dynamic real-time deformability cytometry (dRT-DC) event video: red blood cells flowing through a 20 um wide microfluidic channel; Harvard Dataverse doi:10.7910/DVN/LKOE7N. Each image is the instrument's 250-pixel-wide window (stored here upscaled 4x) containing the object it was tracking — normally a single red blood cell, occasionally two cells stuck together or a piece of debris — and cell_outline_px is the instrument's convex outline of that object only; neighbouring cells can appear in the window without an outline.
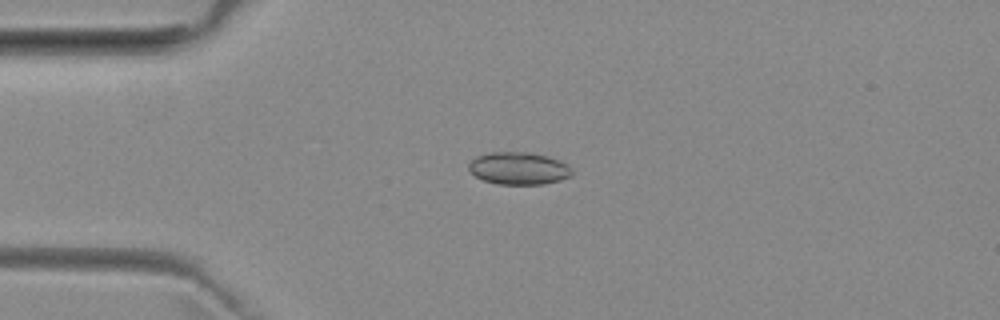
{"species": "common noctule bat (a hibernating species)", "species_latin": "Nyctalus noctula", "temperature_condition": "room temperature", "stored_images_in_passage": 40, "camera_frame_rate_fps": 3000, "um_per_image_px": 0.085, "animal": {"sex": "female", "body_mass_g": 29.2, "forearm_length_mm": 56.3}, "frame": {"image": 1, "passage_image": 1, "time_ms": 0.0, "image_size_px": [1000, 320], "cell_outline_px": [[572, 176], [560, 180], [544, 184], [496, 184], [484, 180], [468, 172], [468, 164], [476, 156], [492, 152], [528, 152], [548, 156], [560, 160], [568, 164], [572, 168]], "centroid_in_image_um": [44.1, 14.31], "position_along_channel_um": 40.9, "area_um2": 19.71}}
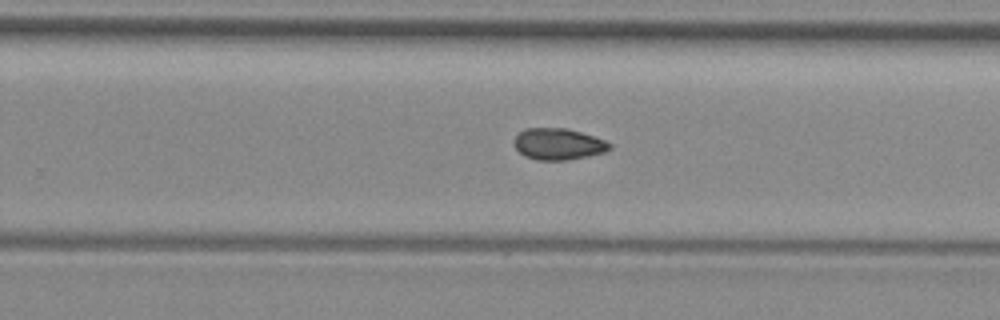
{"frame": {"image": 2, "passage_image": 21, "time_ms": 6.667, "image_size_px": [1000, 320], "cell_outline_px": [[612, 148], [604, 152], [588, 156], [568, 160], [536, 160], [524, 156], [512, 144], [512, 140], [524, 128], [564, 128], [580, 132], [604, 140], [612, 144]], "centroid_in_image_um": [47.42, 12.25], "position_along_channel_um": 282.4, "area_um2": 17.57}}
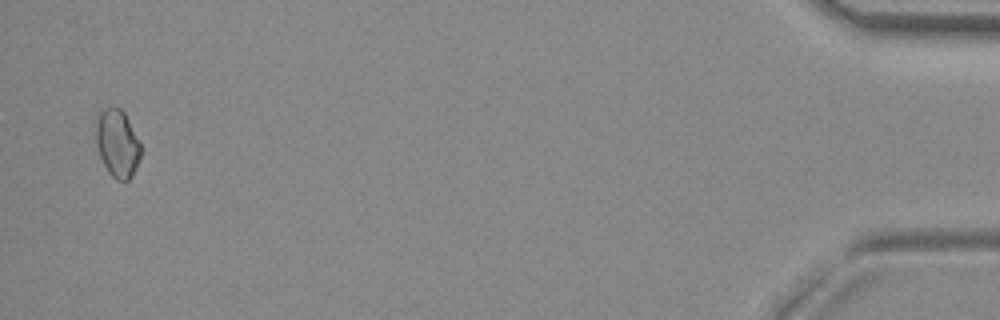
{"frame": {"image": 3, "passage_image": 39, "time_ms": 12.667, "image_size_px": [1000, 320], "cell_outline_px": [[140, 156], [136, 168], [132, 176], [128, 180], [116, 180], [108, 172], [100, 156], [96, 144], [96, 112], [104, 108], [120, 108], [124, 112], [140, 144]], "centroid_in_image_um": [9.94, 12.18], "position_along_channel_um": 425.3, "area_um2": 17.57}, "authors_computed_cell_mechanics": {"area_um2": 17.4267, "velocity_mm_per_s": 3.9759, "shape_relaxation_time_tau1_ms": null, "shape_relaxation_time_tau2_ms": 5.0334, "deformation_change_tau1": null, "deformation_change_tau2": 0.0818}}